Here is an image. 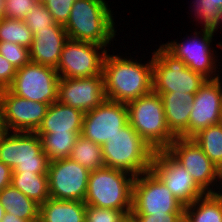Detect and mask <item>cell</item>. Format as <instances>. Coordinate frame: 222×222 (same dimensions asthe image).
<instances>
[{
    "label": "cell",
    "instance_id": "cell-1",
    "mask_svg": "<svg viewBox=\"0 0 222 222\" xmlns=\"http://www.w3.org/2000/svg\"><path fill=\"white\" fill-rule=\"evenodd\" d=\"M106 54L103 62L104 91L107 100L129 103L152 91V57L145 63L133 57Z\"/></svg>",
    "mask_w": 222,
    "mask_h": 222
},
{
    "label": "cell",
    "instance_id": "cell-2",
    "mask_svg": "<svg viewBox=\"0 0 222 222\" xmlns=\"http://www.w3.org/2000/svg\"><path fill=\"white\" fill-rule=\"evenodd\" d=\"M105 0H75L64 26L68 38L111 47L116 41V23Z\"/></svg>",
    "mask_w": 222,
    "mask_h": 222
},
{
    "label": "cell",
    "instance_id": "cell-3",
    "mask_svg": "<svg viewBox=\"0 0 222 222\" xmlns=\"http://www.w3.org/2000/svg\"><path fill=\"white\" fill-rule=\"evenodd\" d=\"M105 167L136 177L151 169L155 151L128 123L102 146Z\"/></svg>",
    "mask_w": 222,
    "mask_h": 222
},
{
    "label": "cell",
    "instance_id": "cell-4",
    "mask_svg": "<svg viewBox=\"0 0 222 222\" xmlns=\"http://www.w3.org/2000/svg\"><path fill=\"white\" fill-rule=\"evenodd\" d=\"M126 105L132 128L154 151L166 150L176 137L166 123L161 96L151 91Z\"/></svg>",
    "mask_w": 222,
    "mask_h": 222
},
{
    "label": "cell",
    "instance_id": "cell-5",
    "mask_svg": "<svg viewBox=\"0 0 222 222\" xmlns=\"http://www.w3.org/2000/svg\"><path fill=\"white\" fill-rule=\"evenodd\" d=\"M134 179L129 173L111 167L91 171L84 202L99 208L132 210Z\"/></svg>",
    "mask_w": 222,
    "mask_h": 222
},
{
    "label": "cell",
    "instance_id": "cell-6",
    "mask_svg": "<svg viewBox=\"0 0 222 222\" xmlns=\"http://www.w3.org/2000/svg\"><path fill=\"white\" fill-rule=\"evenodd\" d=\"M152 91L155 93L196 94L207 80L192 71L182 59L175 57L162 44L152 53Z\"/></svg>",
    "mask_w": 222,
    "mask_h": 222
},
{
    "label": "cell",
    "instance_id": "cell-7",
    "mask_svg": "<svg viewBox=\"0 0 222 222\" xmlns=\"http://www.w3.org/2000/svg\"><path fill=\"white\" fill-rule=\"evenodd\" d=\"M0 161L12 172L48 174L49 160L36 132H7L0 136Z\"/></svg>",
    "mask_w": 222,
    "mask_h": 222
},
{
    "label": "cell",
    "instance_id": "cell-8",
    "mask_svg": "<svg viewBox=\"0 0 222 222\" xmlns=\"http://www.w3.org/2000/svg\"><path fill=\"white\" fill-rule=\"evenodd\" d=\"M193 35L190 34L187 38H182L184 41L181 43L175 39L162 43V45L175 57L182 59L188 68L201 74L206 79L221 77L219 74H222V72H219L220 68L218 66L222 65H219V56H216L218 55L217 51L212 47L215 32L201 29L196 31L195 29Z\"/></svg>",
    "mask_w": 222,
    "mask_h": 222
},
{
    "label": "cell",
    "instance_id": "cell-9",
    "mask_svg": "<svg viewBox=\"0 0 222 222\" xmlns=\"http://www.w3.org/2000/svg\"><path fill=\"white\" fill-rule=\"evenodd\" d=\"M185 206L151 171L136 176L131 214L184 213Z\"/></svg>",
    "mask_w": 222,
    "mask_h": 222
},
{
    "label": "cell",
    "instance_id": "cell-10",
    "mask_svg": "<svg viewBox=\"0 0 222 222\" xmlns=\"http://www.w3.org/2000/svg\"><path fill=\"white\" fill-rule=\"evenodd\" d=\"M68 39L62 49L56 71L60 78H84L102 74L104 58L110 49ZM107 48V49H106Z\"/></svg>",
    "mask_w": 222,
    "mask_h": 222
},
{
    "label": "cell",
    "instance_id": "cell-11",
    "mask_svg": "<svg viewBox=\"0 0 222 222\" xmlns=\"http://www.w3.org/2000/svg\"><path fill=\"white\" fill-rule=\"evenodd\" d=\"M59 79L55 68L30 61L16 70L8 89L19 97L50 105L57 101Z\"/></svg>",
    "mask_w": 222,
    "mask_h": 222
},
{
    "label": "cell",
    "instance_id": "cell-12",
    "mask_svg": "<svg viewBox=\"0 0 222 222\" xmlns=\"http://www.w3.org/2000/svg\"><path fill=\"white\" fill-rule=\"evenodd\" d=\"M150 170L184 206L207 194L166 150L155 151Z\"/></svg>",
    "mask_w": 222,
    "mask_h": 222
},
{
    "label": "cell",
    "instance_id": "cell-13",
    "mask_svg": "<svg viewBox=\"0 0 222 222\" xmlns=\"http://www.w3.org/2000/svg\"><path fill=\"white\" fill-rule=\"evenodd\" d=\"M90 171L70 158L49 162L48 184L50 198L84 201Z\"/></svg>",
    "mask_w": 222,
    "mask_h": 222
},
{
    "label": "cell",
    "instance_id": "cell-14",
    "mask_svg": "<svg viewBox=\"0 0 222 222\" xmlns=\"http://www.w3.org/2000/svg\"><path fill=\"white\" fill-rule=\"evenodd\" d=\"M128 123L127 105L106 99L84 114L80 135L103 146Z\"/></svg>",
    "mask_w": 222,
    "mask_h": 222
},
{
    "label": "cell",
    "instance_id": "cell-15",
    "mask_svg": "<svg viewBox=\"0 0 222 222\" xmlns=\"http://www.w3.org/2000/svg\"><path fill=\"white\" fill-rule=\"evenodd\" d=\"M166 151L191 174L206 193L213 194L216 165L192 138L176 137Z\"/></svg>",
    "mask_w": 222,
    "mask_h": 222
},
{
    "label": "cell",
    "instance_id": "cell-16",
    "mask_svg": "<svg viewBox=\"0 0 222 222\" xmlns=\"http://www.w3.org/2000/svg\"><path fill=\"white\" fill-rule=\"evenodd\" d=\"M0 98L8 132H36L49 108V104L19 97L8 88L0 90Z\"/></svg>",
    "mask_w": 222,
    "mask_h": 222
},
{
    "label": "cell",
    "instance_id": "cell-17",
    "mask_svg": "<svg viewBox=\"0 0 222 222\" xmlns=\"http://www.w3.org/2000/svg\"><path fill=\"white\" fill-rule=\"evenodd\" d=\"M106 100L103 75L84 78H60L57 101L84 113Z\"/></svg>",
    "mask_w": 222,
    "mask_h": 222
},
{
    "label": "cell",
    "instance_id": "cell-18",
    "mask_svg": "<svg viewBox=\"0 0 222 222\" xmlns=\"http://www.w3.org/2000/svg\"><path fill=\"white\" fill-rule=\"evenodd\" d=\"M207 79L195 94L189 117V138L210 125L221 123L222 79Z\"/></svg>",
    "mask_w": 222,
    "mask_h": 222
},
{
    "label": "cell",
    "instance_id": "cell-19",
    "mask_svg": "<svg viewBox=\"0 0 222 222\" xmlns=\"http://www.w3.org/2000/svg\"><path fill=\"white\" fill-rule=\"evenodd\" d=\"M68 39L64 26L57 23L47 29L38 30L33 35L29 48L30 61L56 69L63 46Z\"/></svg>",
    "mask_w": 222,
    "mask_h": 222
},
{
    "label": "cell",
    "instance_id": "cell-20",
    "mask_svg": "<svg viewBox=\"0 0 222 222\" xmlns=\"http://www.w3.org/2000/svg\"><path fill=\"white\" fill-rule=\"evenodd\" d=\"M161 96L165 119L175 137L189 138V117L195 94L157 93Z\"/></svg>",
    "mask_w": 222,
    "mask_h": 222
},
{
    "label": "cell",
    "instance_id": "cell-21",
    "mask_svg": "<svg viewBox=\"0 0 222 222\" xmlns=\"http://www.w3.org/2000/svg\"><path fill=\"white\" fill-rule=\"evenodd\" d=\"M84 112L58 101L49 105L37 134L48 133H81Z\"/></svg>",
    "mask_w": 222,
    "mask_h": 222
},
{
    "label": "cell",
    "instance_id": "cell-22",
    "mask_svg": "<svg viewBox=\"0 0 222 222\" xmlns=\"http://www.w3.org/2000/svg\"><path fill=\"white\" fill-rule=\"evenodd\" d=\"M84 201L49 198L40 205L39 222H85Z\"/></svg>",
    "mask_w": 222,
    "mask_h": 222
},
{
    "label": "cell",
    "instance_id": "cell-23",
    "mask_svg": "<svg viewBox=\"0 0 222 222\" xmlns=\"http://www.w3.org/2000/svg\"><path fill=\"white\" fill-rule=\"evenodd\" d=\"M0 203L7 213L20 219L39 221L40 205L11 185L0 192Z\"/></svg>",
    "mask_w": 222,
    "mask_h": 222
},
{
    "label": "cell",
    "instance_id": "cell-24",
    "mask_svg": "<svg viewBox=\"0 0 222 222\" xmlns=\"http://www.w3.org/2000/svg\"><path fill=\"white\" fill-rule=\"evenodd\" d=\"M10 185L39 205L50 198L48 174L12 172Z\"/></svg>",
    "mask_w": 222,
    "mask_h": 222
},
{
    "label": "cell",
    "instance_id": "cell-25",
    "mask_svg": "<svg viewBox=\"0 0 222 222\" xmlns=\"http://www.w3.org/2000/svg\"><path fill=\"white\" fill-rule=\"evenodd\" d=\"M184 222H222V196L207 193L185 206Z\"/></svg>",
    "mask_w": 222,
    "mask_h": 222
},
{
    "label": "cell",
    "instance_id": "cell-26",
    "mask_svg": "<svg viewBox=\"0 0 222 222\" xmlns=\"http://www.w3.org/2000/svg\"><path fill=\"white\" fill-rule=\"evenodd\" d=\"M69 158L90 172L105 166L102 146L82 135L77 137Z\"/></svg>",
    "mask_w": 222,
    "mask_h": 222
},
{
    "label": "cell",
    "instance_id": "cell-27",
    "mask_svg": "<svg viewBox=\"0 0 222 222\" xmlns=\"http://www.w3.org/2000/svg\"><path fill=\"white\" fill-rule=\"evenodd\" d=\"M81 133H48L38 134L42 141V148L48 160L69 158L77 137Z\"/></svg>",
    "mask_w": 222,
    "mask_h": 222
},
{
    "label": "cell",
    "instance_id": "cell-28",
    "mask_svg": "<svg viewBox=\"0 0 222 222\" xmlns=\"http://www.w3.org/2000/svg\"><path fill=\"white\" fill-rule=\"evenodd\" d=\"M192 139L215 165L222 161V123L204 128Z\"/></svg>",
    "mask_w": 222,
    "mask_h": 222
},
{
    "label": "cell",
    "instance_id": "cell-29",
    "mask_svg": "<svg viewBox=\"0 0 222 222\" xmlns=\"http://www.w3.org/2000/svg\"><path fill=\"white\" fill-rule=\"evenodd\" d=\"M33 33L21 19L4 17L0 20V42H12L30 48Z\"/></svg>",
    "mask_w": 222,
    "mask_h": 222
},
{
    "label": "cell",
    "instance_id": "cell-30",
    "mask_svg": "<svg viewBox=\"0 0 222 222\" xmlns=\"http://www.w3.org/2000/svg\"><path fill=\"white\" fill-rule=\"evenodd\" d=\"M193 4V5H192ZM193 7L195 21L202 24L201 30L217 32L222 28V9L209 0H194L191 3ZM220 26V27H219Z\"/></svg>",
    "mask_w": 222,
    "mask_h": 222
},
{
    "label": "cell",
    "instance_id": "cell-31",
    "mask_svg": "<svg viewBox=\"0 0 222 222\" xmlns=\"http://www.w3.org/2000/svg\"><path fill=\"white\" fill-rule=\"evenodd\" d=\"M23 21L30 28L33 35L38 30L47 29V27L56 23L43 2L35 4Z\"/></svg>",
    "mask_w": 222,
    "mask_h": 222
},
{
    "label": "cell",
    "instance_id": "cell-32",
    "mask_svg": "<svg viewBox=\"0 0 222 222\" xmlns=\"http://www.w3.org/2000/svg\"><path fill=\"white\" fill-rule=\"evenodd\" d=\"M131 210H115L86 205L85 222H122Z\"/></svg>",
    "mask_w": 222,
    "mask_h": 222
},
{
    "label": "cell",
    "instance_id": "cell-33",
    "mask_svg": "<svg viewBox=\"0 0 222 222\" xmlns=\"http://www.w3.org/2000/svg\"><path fill=\"white\" fill-rule=\"evenodd\" d=\"M0 54L16 69L30 62L29 48L12 42H0Z\"/></svg>",
    "mask_w": 222,
    "mask_h": 222
},
{
    "label": "cell",
    "instance_id": "cell-34",
    "mask_svg": "<svg viewBox=\"0 0 222 222\" xmlns=\"http://www.w3.org/2000/svg\"><path fill=\"white\" fill-rule=\"evenodd\" d=\"M45 7L57 24L65 26L69 20L71 8L75 0H43Z\"/></svg>",
    "mask_w": 222,
    "mask_h": 222
},
{
    "label": "cell",
    "instance_id": "cell-35",
    "mask_svg": "<svg viewBox=\"0 0 222 222\" xmlns=\"http://www.w3.org/2000/svg\"><path fill=\"white\" fill-rule=\"evenodd\" d=\"M38 2V0H5V17L23 20Z\"/></svg>",
    "mask_w": 222,
    "mask_h": 222
},
{
    "label": "cell",
    "instance_id": "cell-36",
    "mask_svg": "<svg viewBox=\"0 0 222 222\" xmlns=\"http://www.w3.org/2000/svg\"><path fill=\"white\" fill-rule=\"evenodd\" d=\"M137 222H184V213L131 214Z\"/></svg>",
    "mask_w": 222,
    "mask_h": 222
},
{
    "label": "cell",
    "instance_id": "cell-37",
    "mask_svg": "<svg viewBox=\"0 0 222 222\" xmlns=\"http://www.w3.org/2000/svg\"><path fill=\"white\" fill-rule=\"evenodd\" d=\"M16 68L0 54V90L7 89L16 75Z\"/></svg>",
    "mask_w": 222,
    "mask_h": 222
},
{
    "label": "cell",
    "instance_id": "cell-38",
    "mask_svg": "<svg viewBox=\"0 0 222 222\" xmlns=\"http://www.w3.org/2000/svg\"><path fill=\"white\" fill-rule=\"evenodd\" d=\"M12 176V169L0 161V192L10 186Z\"/></svg>",
    "mask_w": 222,
    "mask_h": 222
},
{
    "label": "cell",
    "instance_id": "cell-39",
    "mask_svg": "<svg viewBox=\"0 0 222 222\" xmlns=\"http://www.w3.org/2000/svg\"><path fill=\"white\" fill-rule=\"evenodd\" d=\"M220 187L222 188V161L218 165H216V179L215 186L213 189L214 195L222 196V189Z\"/></svg>",
    "mask_w": 222,
    "mask_h": 222
},
{
    "label": "cell",
    "instance_id": "cell-40",
    "mask_svg": "<svg viewBox=\"0 0 222 222\" xmlns=\"http://www.w3.org/2000/svg\"><path fill=\"white\" fill-rule=\"evenodd\" d=\"M1 222H39V221H30L25 219H20L19 217L5 212L4 217Z\"/></svg>",
    "mask_w": 222,
    "mask_h": 222
},
{
    "label": "cell",
    "instance_id": "cell-41",
    "mask_svg": "<svg viewBox=\"0 0 222 222\" xmlns=\"http://www.w3.org/2000/svg\"><path fill=\"white\" fill-rule=\"evenodd\" d=\"M7 132L8 130L4 122V108H3V104L0 98V133H7Z\"/></svg>",
    "mask_w": 222,
    "mask_h": 222
},
{
    "label": "cell",
    "instance_id": "cell-42",
    "mask_svg": "<svg viewBox=\"0 0 222 222\" xmlns=\"http://www.w3.org/2000/svg\"><path fill=\"white\" fill-rule=\"evenodd\" d=\"M4 1L5 0H0V20L5 17Z\"/></svg>",
    "mask_w": 222,
    "mask_h": 222
},
{
    "label": "cell",
    "instance_id": "cell-43",
    "mask_svg": "<svg viewBox=\"0 0 222 222\" xmlns=\"http://www.w3.org/2000/svg\"><path fill=\"white\" fill-rule=\"evenodd\" d=\"M122 222H137V221H136L135 218L130 214V215H127Z\"/></svg>",
    "mask_w": 222,
    "mask_h": 222
},
{
    "label": "cell",
    "instance_id": "cell-44",
    "mask_svg": "<svg viewBox=\"0 0 222 222\" xmlns=\"http://www.w3.org/2000/svg\"><path fill=\"white\" fill-rule=\"evenodd\" d=\"M5 214V209L3 207V205L0 203V222L2 221L3 217Z\"/></svg>",
    "mask_w": 222,
    "mask_h": 222
},
{
    "label": "cell",
    "instance_id": "cell-45",
    "mask_svg": "<svg viewBox=\"0 0 222 222\" xmlns=\"http://www.w3.org/2000/svg\"><path fill=\"white\" fill-rule=\"evenodd\" d=\"M209 1L216 4L219 8L222 9V0H209Z\"/></svg>",
    "mask_w": 222,
    "mask_h": 222
},
{
    "label": "cell",
    "instance_id": "cell-46",
    "mask_svg": "<svg viewBox=\"0 0 222 222\" xmlns=\"http://www.w3.org/2000/svg\"><path fill=\"white\" fill-rule=\"evenodd\" d=\"M216 46L217 47L219 46V48L221 49L222 48V42H218V44L216 43Z\"/></svg>",
    "mask_w": 222,
    "mask_h": 222
}]
</instances>
